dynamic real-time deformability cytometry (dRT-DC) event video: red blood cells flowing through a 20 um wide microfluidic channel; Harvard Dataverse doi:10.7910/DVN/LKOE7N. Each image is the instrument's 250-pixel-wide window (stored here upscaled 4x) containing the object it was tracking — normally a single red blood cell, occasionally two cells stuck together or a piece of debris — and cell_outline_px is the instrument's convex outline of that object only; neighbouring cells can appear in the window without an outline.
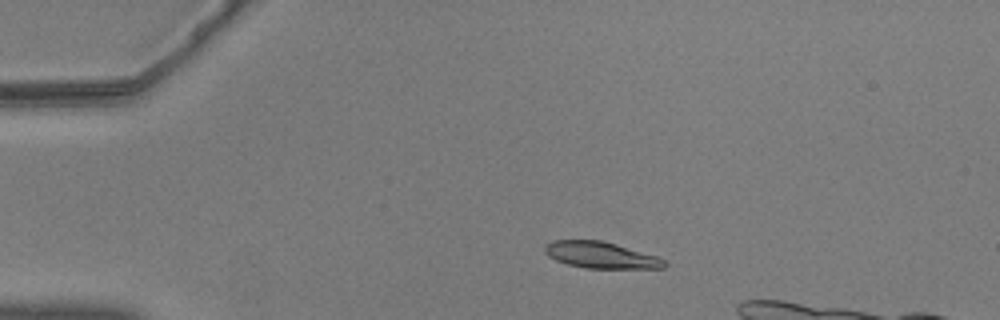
{"species": "common noctule bat (a hibernating species)", "species_latin": "Nyctalus noctula", "temperature_condition": "warm", "stored_images_in_passage": 39, "camera_frame_rate_fps": 3000, "um_per_image_px": 0.085, "animal": {"sex": "male", "body_mass_g": 20.5, "forearm_length_mm": 52.5}, "frame": {"image": 1, "passage_image": 1, "time_ms": 0.0, "image_size_px": [1000, 320], "cell_outline_px": [[668, 264], [664, 268], [584, 268], [568, 264], [556, 260], [548, 256], [544, 252], [544, 248], [552, 240], [600, 240], [616, 244], [656, 256], [664, 260]], "centroid_in_image_um": [51.06, 21.68], "position_along_channel_um": 33.9, "area_um2": 18.26}}
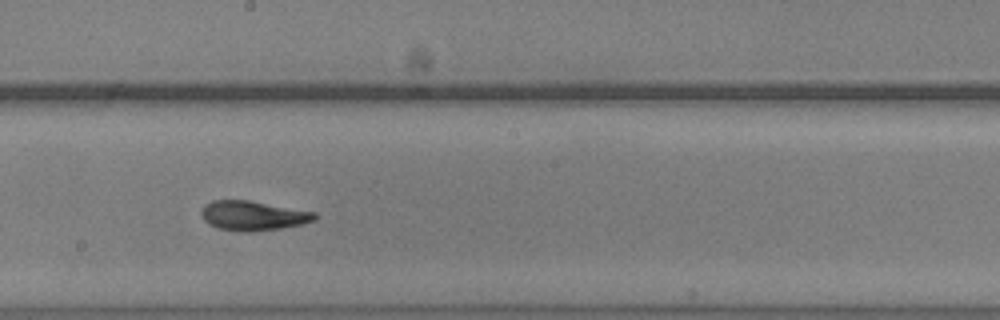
{"frame": {"image": 2, "passage_image": 21, "time_ms": 6.667, "image_size_px": [1000, 320], "cell_outline_px": [[316, 220], [304, 224], [280, 228], [252, 232], [244, 232], [216, 228], [208, 224], [204, 220], [200, 212], [204, 204], [212, 200], [248, 200], [316, 212]], "centroid_in_image_um": [21.49, 18.33], "position_along_channel_um": 226.7, "area_um2": 19.71}}
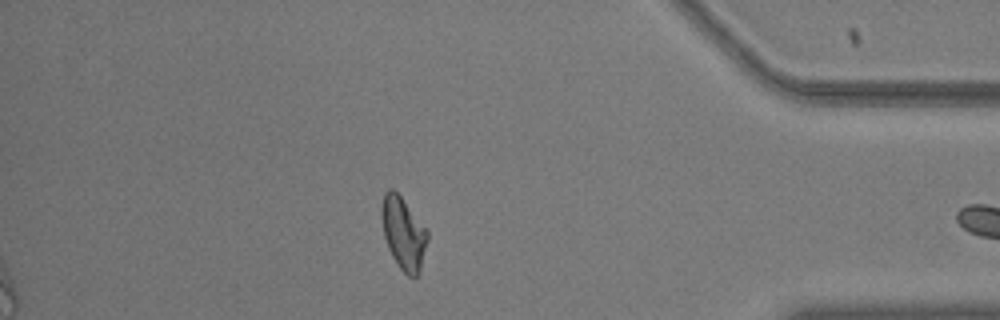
{"frame": {"image": 3, "passage_image": 38, "time_ms": 12.333, "image_size_px": [1000, 320], "cell_outline_px": [[428, 240], [420, 272], [416, 276], [408, 276], [400, 268], [392, 256], [388, 248], [384, 236], [380, 212], [380, 208], [384, 192], [388, 188], [392, 188], [400, 196], [428, 228]], "centroid_in_image_um": [34.3, 19.8], "position_along_channel_um": 400.9, "area_um2": 19.59}}